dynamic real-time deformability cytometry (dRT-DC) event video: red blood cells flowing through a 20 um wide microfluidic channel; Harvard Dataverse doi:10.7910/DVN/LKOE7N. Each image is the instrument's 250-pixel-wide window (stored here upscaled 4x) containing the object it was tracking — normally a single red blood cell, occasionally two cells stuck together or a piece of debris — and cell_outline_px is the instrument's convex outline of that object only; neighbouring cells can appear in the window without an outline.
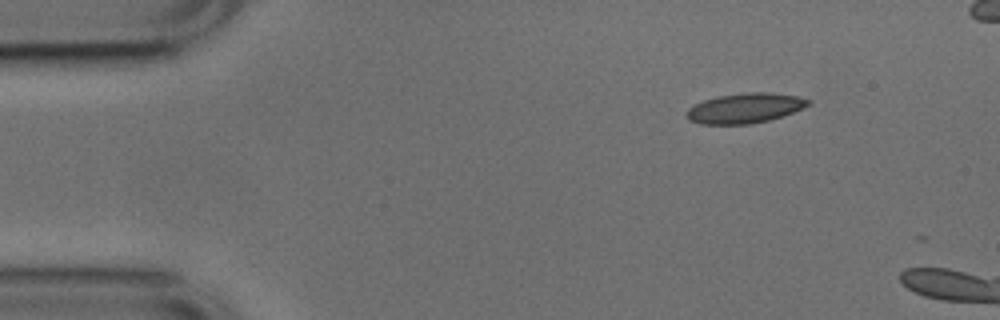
{"species": "common noctule bat (a hibernating species)", "species_latin": "Nyctalus noctula", "temperature_condition": "cold", "stored_images_in_passage": 3, "camera_frame_rate_fps": 3000, "um_per_image_px": 0.085, "animal": {"sex": "male", "body_mass_g": 17.9, "forearm_length_mm": 54.2}, "frame": {"image": 1, "passage_image": 1, "time_ms": 0.0, "image_size_px": [1000, 320], "cell_outline_px": [[808, 104], [804, 108], [768, 120], [748, 124], [700, 124], [688, 120], [688, 108], [704, 100], [720, 96], [748, 92], [772, 92], [796, 96], [808, 100]], "centroid_in_image_um": [63.3, 9.19], "position_along_channel_um": 21.7, "area_um2": 20.81}}